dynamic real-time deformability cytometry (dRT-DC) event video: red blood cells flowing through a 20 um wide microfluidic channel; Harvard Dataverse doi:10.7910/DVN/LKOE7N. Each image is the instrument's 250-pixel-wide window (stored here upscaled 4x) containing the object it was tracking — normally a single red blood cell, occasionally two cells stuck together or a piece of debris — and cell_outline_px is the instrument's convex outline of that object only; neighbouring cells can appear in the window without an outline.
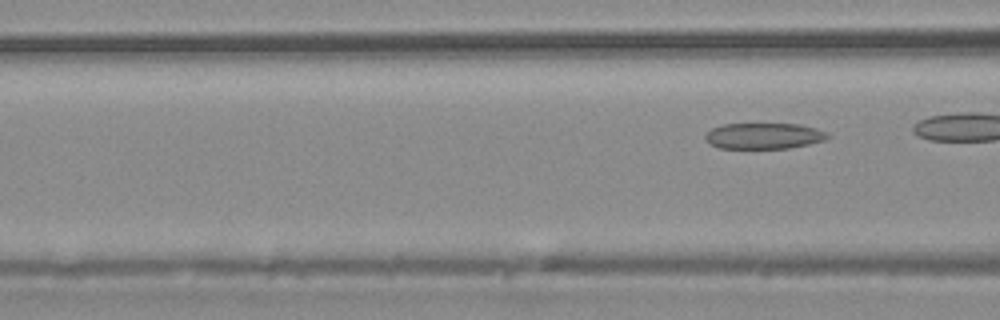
{"species": "common noctule bat (a hibernating species)", "species_latin": "Nyctalus noctula", "temperature_condition": "warm", "stored_images_in_passage": 6, "camera_frame_rate_fps": 3000, "um_per_image_px": 0.085, "animal": {"sex": "male", "body_mass_g": 20.4}, "frame": {"image": 1, "passage_image": 6, "time_ms": 6.0, "image_size_px": [1000, 320], "cell_outline_px": [[832, 136], [824, 140], [808, 144], [788, 148], [720, 148], [708, 144], [704, 136], [712, 128], [724, 124], [800, 124], [816, 128], [828, 132]], "centroid_in_image_um": [64.94, 11.55], "position_along_channel_um": 101.7, "area_um2": 18.55}}